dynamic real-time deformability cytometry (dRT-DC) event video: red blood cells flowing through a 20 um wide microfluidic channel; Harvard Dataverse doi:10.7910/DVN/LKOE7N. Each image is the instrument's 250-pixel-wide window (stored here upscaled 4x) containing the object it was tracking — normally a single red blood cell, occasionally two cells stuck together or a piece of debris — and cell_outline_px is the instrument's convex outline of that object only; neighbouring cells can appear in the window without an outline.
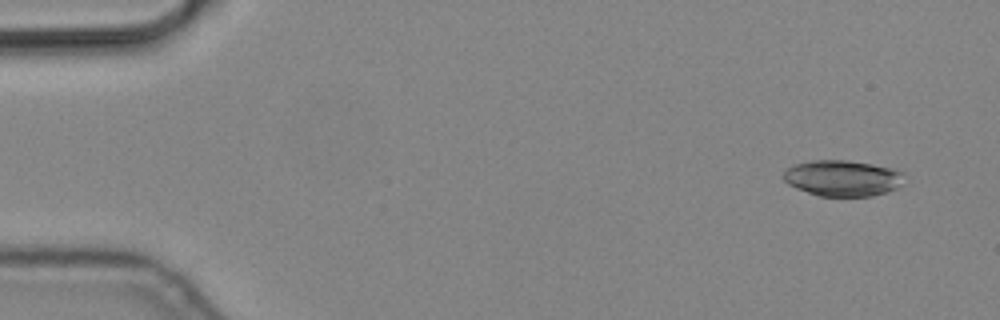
{"species": "common noctule bat (a hibernating species)", "species_latin": "Nyctalus noctula", "temperature_condition": "cold", "stored_images_in_passage": 5, "camera_frame_rate_fps": 3000, "um_per_image_px": 0.085, "animal": {"sex": "male", "body_mass_g": 19.2, "forearm_length_mm": 51.8}, "frame": {"image": 1, "passage_image": 1, "time_ms": 0.0, "image_size_px": [1000, 320], "cell_outline_px": [[904, 184], [896, 188], [872, 196], [820, 196], [796, 188], [788, 184], [784, 180], [784, 172], [788, 168], [796, 164], [812, 160], [848, 160], [896, 168], [904, 172]], "centroid_in_image_um": [71.68, 15.13], "position_along_channel_um": 13.3, "area_um2": 25.43}}
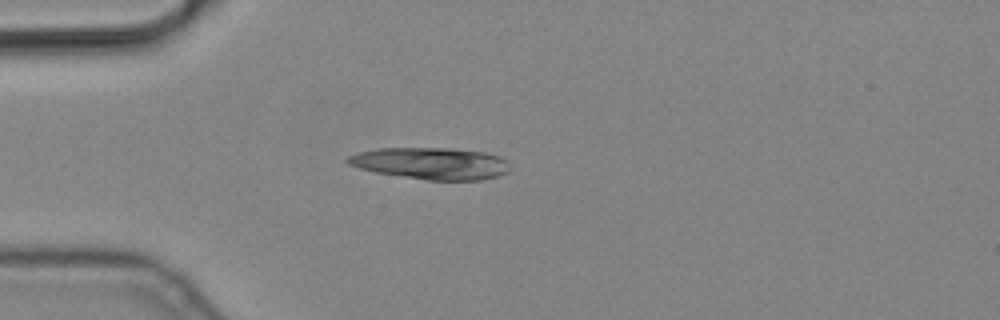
{"frame": {"image": 2, "passage_image": 4, "time_ms": 1.0, "image_size_px": [1000, 320], "cell_outline_px": [[512, 168], [508, 172], [500, 176], [480, 180], [428, 180], [376, 172], [360, 168], [348, 164], [344, 160], [344, 156], [356, 152], [380, 148], [448, 148], [484, 152], [500, 156], [508, 160]], "centroid_in_image_um": [36.66, 13.88], "position_along_channel_um": 48.3, "area_um2": 30.4}}